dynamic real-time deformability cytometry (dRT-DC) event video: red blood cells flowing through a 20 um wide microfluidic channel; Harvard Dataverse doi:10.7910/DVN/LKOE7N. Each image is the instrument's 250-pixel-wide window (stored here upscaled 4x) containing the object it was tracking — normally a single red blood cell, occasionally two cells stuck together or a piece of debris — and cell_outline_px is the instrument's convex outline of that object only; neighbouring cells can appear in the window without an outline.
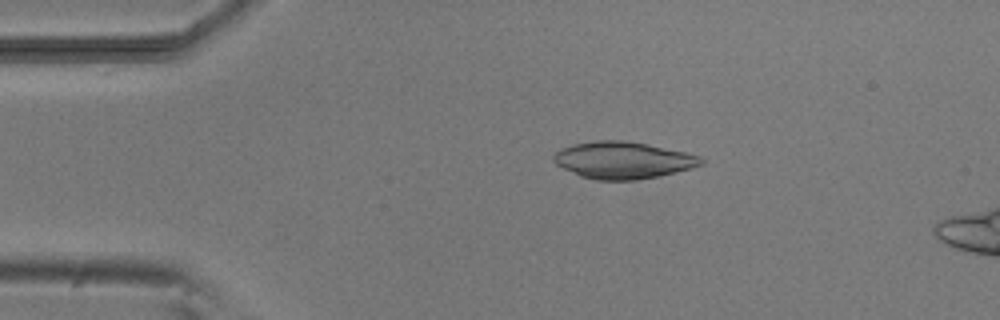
{"species": "common noctule bat (a hibernating species)", "species_latin": "Nyctalus noctula", "temperature_condition": "room temperature", "stored_images_in_passage": 5, "camera_frame_rate_fps": 3000, "um_per_image_px": 0.085, "animal": {"sex": "male", "body_mass_g": 20.5, "forearm_length_mm": 52.5}, "frame": {"image": 1, "passage_image": 3, "time_ms": 2.333, "image_size_px": [1000, 320], "cell_outline_px": [[704, 164], [692, 168], [660, 176], [636, 180], [596, 180], [580, 176], [556, 164], [552, 160], [552, 156], [560, 148], [572, 144], [596, 140], [624, 140], [648, 144], [684, 152], [700, 156], [704, 160]], "centroid_in_image_um": [52.94, 13.61], "position_along_channel_um": 32.1, "area_um2": 31.91}}